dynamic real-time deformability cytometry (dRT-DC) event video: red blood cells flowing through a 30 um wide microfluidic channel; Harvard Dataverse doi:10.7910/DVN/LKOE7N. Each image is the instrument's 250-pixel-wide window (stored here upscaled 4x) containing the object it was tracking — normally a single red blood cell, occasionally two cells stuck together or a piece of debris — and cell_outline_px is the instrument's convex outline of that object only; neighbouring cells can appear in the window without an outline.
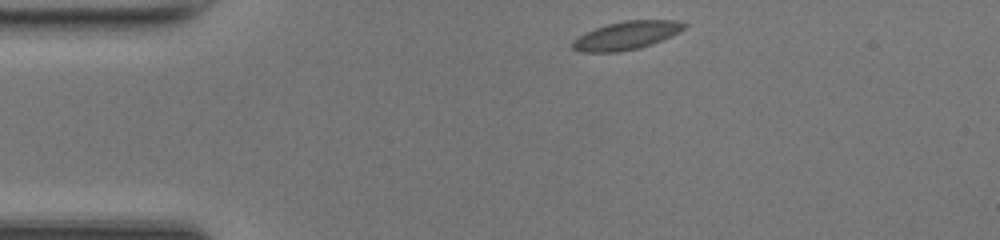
{"species": "common noctule bat (a hibernating species)", "species_latin": "Nyctalus noctula", "temperature_condition": "room temperature", "stored_images_in_passage": 41, "camera_frame_rate_fps": 3000, "um_per_image_px": 0.085, "animal": {"sex": "female", "body_mass_g": 17.0, "forearm_length_mm": 48.0}, "frame": {"image": 1, "passage_image": 1, "time_ms": 0.0, "image_size_px": [1000, 240], "cell_outline_px": [[688, 24], [680, 32], [672, 36], [652, 44], [640, 48], [620, 52], [580, 52], [572, 48], [572, 40], [596, 28], [608, 24], [624, 20], [680, 20]], "centroid_in_image_um": [53.29, 3.02], "position_along_channel_um": 31.7, "area_um2": 18.44}}
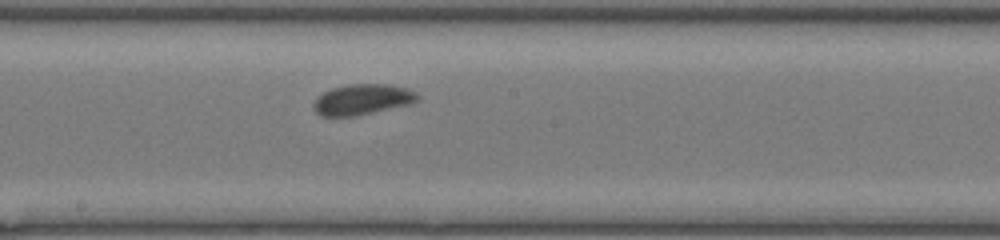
{"frame": {"image": 2, "passage_image": 18, "time_ms": 5.667, "image_size_px": [1000, 240], "cell_outline_px": [[420, 96], [412, 104], [356, 116], [320, 116], [312, 108], [312, 104], [324, 92], [332, 88], [348, 84], [388, 84], [404, 88], [416, 92]], "centroid_in_image_um": [30.8, 8.46], "position_along_channel_um": 217.4, "area_um2": 18.55}}
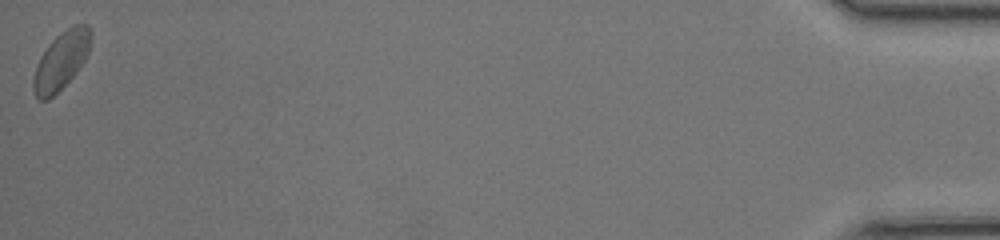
{"frame": {"image": 3, "passage_image": 41, "time_ms": 13.333, "image_size_px": [1000, 240], "cell_outline_px": [[92, 36], [88, 52], [84, 60], [76, 72], [48, 100], [40, 100], [36, 96], [32, 88], [32, 80], [36, 64], [40, 56], [48, 44], [60, 32], [76, 24], [88, 24], [92, 32]], "centroid_in_image_um": [5.18, 5.12], "position_along_channel_um": 430.0, "area_um2": 19.25}, "authors_computed_cell_mechanics": {"area_um2": 18.3804, "velocity_mm_per_s": 4.1473, "shape_relaxation_time_tau1_ms": 1.7763, "shape_relaxation_time_tau2_ms": null, "deformation_change_tau1": 0.0432, "deformation_change_tau2": null}}